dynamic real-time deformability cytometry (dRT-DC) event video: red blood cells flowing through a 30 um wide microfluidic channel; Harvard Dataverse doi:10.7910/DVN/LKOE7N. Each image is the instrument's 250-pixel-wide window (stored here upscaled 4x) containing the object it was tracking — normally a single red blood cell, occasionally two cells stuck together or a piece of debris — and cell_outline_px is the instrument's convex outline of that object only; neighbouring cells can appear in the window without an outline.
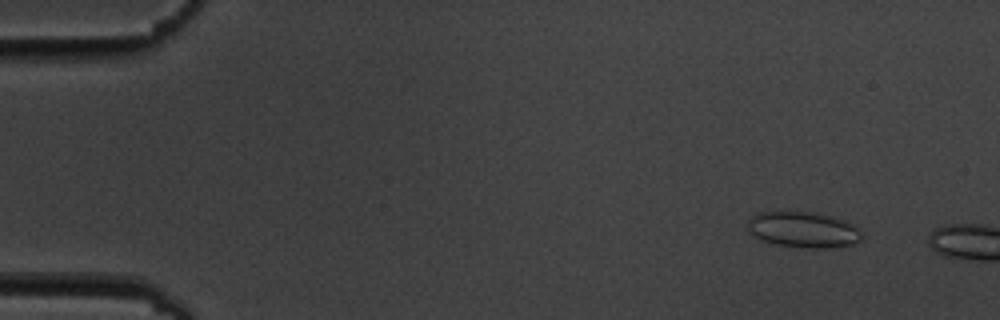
{"species": "common noctule bat (a hibernating species)", "species_latin": "Nyctalus noctula", "temperature_condition": "cold", "stored_images_in_passage": 4, "camera_frame_rate_fps": 3000, "um_per_image_px": 0.085, "animal": {"sex": "male", "body_mass_g": 19.5, "forearm_length_mm": 54.6}, "frame": {"image": 1, "passage_image": 1, "time_ms": 0.0, "image_size_px": [1000, 320], "cell_outline_px": [[864, 236], [860, 240], [852, 244], [824, 248], [812, 248], [776, 244], [760, 240], [752, 236], [748, 232], [748, 220], [756, 212], [812, 212], [832, 216], [844, 220], [860, 228], [864, 232]], "centroid_in_image_um": [68.28, 19.52], "position_along_channel_um": 16.7, "area_um2": 23.99}}